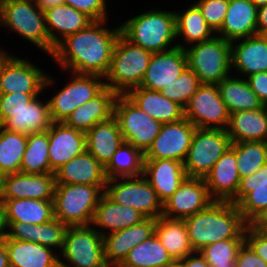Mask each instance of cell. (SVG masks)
I'll use <instances>...</instances> for the list:
<instances>
[{
	"label": "cell",
	"instance_id": "obj_1",
	"mask_svg": "<svg viewBox=\"0 0 267 267\" xmlns=\"http://www.w3.org/2000/svg\"><path fill=\"white\" fill-rule=\"evenodd\" d=\"M108 20L93 21L81 31L66 36L51 56L60 70L105 77L121 30L107 28Z\"/></svg>",
	"mask_w": 267,
	"mask_h": 267
},
{
	"label": "cell",
	"instance_id": "obj_2",
	"mask_svg": "<svg viewBox=\"0 0 267 267\" xmlns=\"http://www.w3.org/2000/svg\"><path fill=\"white\" fill-rule=\"evenodd\" d=\"M194 251L224 239L245 238L248 223L236 204L213 201L206 209L184 219Z\"/></svg>",
	"mask_w": 267,
	"mask_h": 267
},
{
	"label": "cell",
	"instance_id": "obj_3",
	"mask_svg": "<svg viewBox=\"0 0 267 267\" xmlns=\"http://www.w3.org/2000/svg\"><path fill=\"white\" fill-rule=\"evenodd\" d=\"M120 30L127 40L151 53L167 51L177 46L174 10L166 11L156 7L139 12L123 21Z\"/></svg>",
	"mask_w": 267,
	"mask_h": 267
},
{
	"label": "cell",
	"instance_id": "obj_4",
	"mask_svg": "<svg viewBox=\"0 0 267 267\" xmlns=\"http://www.w3.org/2000/svg\"><path fill=\"white\" fill-rule=\"evenodd\" d=\"M1 26L52 56L55 46L46 30L44 11L35 1L0 0Z\"/></svg>",
	"mask_w": 267,
	"mask_h": 267
},
{
	"label": "cell",
	"instance_id": "obj_5",
	"mask_svg": "<svg viewBox=\"0 0 267 267\" xmlns=\"http://www.w3.org/2000/svg\"><path fill=\"white\" fill-rule=\"evenodd\" d=\"M152 53L127 40L121 33L116 40L105 86L117 95L140 87Z\"/></svg>",
	"mask_w": 267,
	"mask_h": 267
},
{
	"label": "cell",
	"instance_id": "obj_6",
	"mask_svg": "<svg viewBox=\"0 0 267 267\" xmlns=\"http://www.w3.org/2000/svg\"><path fill=\"white\" fill-rule=\"evenodd\" d=\"M106 185L56 184L54 218L70 226L91 225Z\"/></svg>",
	"mask_w": 267,
	"mask_h": 267
},
{
	"label": "cell",
	"instance_id": "obj_7",
	"mask_svg": "<svg viewBox=\"0 0 267 267\" xmlns=\"http://www.w3.org/2000/svg\"><path fill=\"white\" fill-rule=\"evenodd\" d=\"M187 66L200 84H216L232 74L231 41L215 35L185 49Z\"/></svg>",
	"mask_w": 267,
	"mask_h": 267
},
{
	"label": "cell",
	"instance_id": "obj_8",
	"mask_svg": "<svg viewBox=\"0 0 267 267\" xmlns=\"http://www.w3.org/2000/svg\"><path fill=\"white\" fill-rule=\"evenodd\" d=\"M59 261L60 267H109L103 236L91 225L68 227Z\"/></svg>",
	"mask_w": 267,
	"mask_h": 267
},
{
	"label": "cell",
	"instance_id": "obj_9",
	"mask_svg": "<svg viewBox=\"0 0 267 267\" xmlns=\"http://www.w3.org/2000/svg\"><path fill=\"white\" fill-rule=\"evenodd\" d=\"M113 116L118 121L124 142L133 145L143 154L149 149L163 125L137 107L126 95L116 97Z\"/></svg>",
	"mask_w": 267,
	"mask_h": 267
},
{
	"label": "cell",
	"instance_id": "obj_10",
	"mask_svg": "<svg viewBox=\"0 0 267 267\" xmlns=\"http://www.w3.org/2000/svg\"><path fill=\"white\" fill-rule=\"evenodd\" d=\"M231 144L226 130L196 128L183 162L187 177L205 178Z\"/></svg>",
	"mask_w": 267,
	"mask_h": 267
},
{
	"label": "cell",
	"instance_id": "obj_11",
	"mask_svg": "<svg viewBox=\"0 0 267 267\" xmlns=\"http://www.w3.org/2000/svg\"><path fill=\"white\" fill-rule=\"evenodd\" d=\"M105 194L119 205L138 210L146 218L162 216L163 203L143 175L108 179Z\"/></svg>",
	"mask_w": 267,
	"mask_h": 267
},
{
	"label": "cell",
	"instance_id": "obj_12",
	"mask_svg": "<svg viewBox=\"0 0 267 267\" xmlns=\"http://www.w3.org/2000/svg\"><path fill=\"white\" fill-rule=\"evenodd\" d=\"M61 71L69 74L70 78L62 89H57L56 94L48 99L52 122H64L73 110L91 100L105 87L102 76Z\"/></svg>",
	"mask_w": 267,
	"mask_h": 267
},
{
	"label": "cell",
	"instance_id": "obj_13",
	"mask_svg": "<svg viewBox=\"0 0 267 267\" xmlns=\"http://www.w3.org/2000/svg\"><path fill=\"white\" fill-rule=\"evenodd\" d=\"M184 117L196 128L227 130L230 112L216 84H200L184 108Z\"/></svg>",
	"mask_w": 267,
	"mask_h": 267
},
{
	"label": "cell",
	"instance_id": "obj_14",
	"mask_svg": "<svg viewBox=\"0 0 267 267\" xmlns=\"http://www.w3.org/2000/svg\"><path fill=\"white\" fill-rule=\"evenodd\" d=\"M28 60L14 55L5 64L0 76V94L16 92L43 94L48 87L56 85L57 80L54 76L47 74L48 72Z\"/></svg>",
	"mask_w": 267,
	"mask_h": 267
},
{
	"label": "cell",
	"instance_id": "obj_15",
	"mask_svg": "<svg viewBox=\"0 0 267 267\" xmlns=\"http://www.w3.org/2000/svg\"><path fill=\"white\" fill-rule=\"evenodd\" d=\"M196 127L185 117L176 122L163 123L159 134L144 159H171L184 162Z\"/></svg>",
	"mask_w": 267,
	"mask_h": 267
},
{
	"label": "cell",
	"instance_id": "obj_16",
	"mask_svg": "<svg viewBox=\"0 0 267 267\" xmlns=\"http://www.w3.org/2000/svg\"><path fill=\"white\" fill-rule=\"evenodd\" d=\"M213 201L204 178L186 177L173 195L163 203L162 216L184 220L206 209Z\"/></svg>",
	"mask_w": 267,
	"mask_h": 267
},
{
	"label": "cell",
	"instance_id": "obj_17",
	"mask_svg": "<svg viewBox=\"0 0 267 267\" xmlns=\"http://www.w3.org/2000/svg\"><path fill=\"white\" fill-rule=\"evenodd\" d=\"M156 219L145 218L140 223L103 236L104 258L109 267L121 264L131 249L155 234Z\"/></svg>",
	"mask_w": 267,
	"mask_h": 267
},
{
	"label": "cell",
	"instance_id": "obj_18",
	"mask_svg": "<svg viewBox=\"0 0 267 267\" xmlns=\"http://www.w3.org/2000/svg\"><path fill=\"white\" fill-rule=\"evenodd\" d=\"M55 174H27L17 172L3 176L1 199L53 200L55 194Z\"/></svg>",
	"mask_w": 267,
	"mask_h": 267
},
{
	"label": "cell",
	"instance_id": "obj_19",
	"mask_svg": "<svg viewBox=\"0 0 267 267\" xmlns=\"http://www.w3.org/2000/svg\"><path fill=\"white\" fill-rule=\"evenodd\" d=\"M187 67L185 49L178 46L163 52L152 53L140 87L161 91L177 79Z\"/></svg>",
	"mask_w": 267,
	"mask_h": 267
},
{
	"label": "cell",
	"instance_id": "obj_20",
	"mask_svg": "<svg viewBox=\"0 0 267 267\" xmlns=\"http://www.w3.org/2000/svg\"><path fill=\"white\" fill-rule=\"evenodd\" d=\"M231 62L232 74L235 71L239 77L267 72V36L257 34L231 41Z\"/></svg>",
	"mask_w": 267,
	"mask_h": 267
},
{
	"label": "cell",
	"instance_id": "obj_21",
	"mask_svg": "<svg viewBox=\"0 0 267 267\" xmlns=\"http://www.w3.org/2000/svg\"><path fill=\"white\" fill-rule=\"evenodd\" d=\"M50 173L86 150V133L53 122L48 129Z\"/></svg>",
	"mask_w": 267,
	"mask_h": 267
},
{
	"label": "cell",
	"instance_id": "obj_22",
	"mask_svg": "<svg viewBox=\"0 0 267 267\" xmlns=\"http://www.w3.org/2000/svg\"><path fill=\"white\" fill-rule=\"evenodd\" d=\"M214 201H232L239 189L240 175L236 163V143L218 159L204 178Z\"/></svg>",
	"mask_w": 267,
	"mask_h": 267
},
{
	"label": "cell",
	"instance_id": "obj_23",
	"mask_svg": "<svg viewBox=\"0 0 267 267\" xmlns=\"http://www.w3.org/2000/svg\"><path fill=\"white\" fill-rule=\"evenodd\" d=\"M231 202L237 205L248 224L267 208V163L254 174L240 179L237 195Z\"/></svg>",
	"mask_w": 267,
	"mask_h": 267
},
{
	"label": "cell",
	"instance_id": "obj_24",
	"mask_svg": "<svg viewBox=\"0 0 267 267\" xmlns=\"http://www.w3.org/2000/svg\"><path fill=\"white\" fill-rule=\"evenodd\" d=\"M143 176L164 203L187 177L184 164L171 159H144Z\"/></svg>",
	"mask_w": 267,
	"mask_h": 267
},
{
	"label": "cell",
	"instance_id": "obj_25",
	"mask_svg": "<svg viewBox=\"0 0 267 267\" xmlns=\"http://www.w3.org/2000/svg\"><path fill=\"white\" fill-rule=\"evenodd\" d=\"M5 224V239L39 243L54 249L58 253L63 248L65 234L68 229L66 224L56 218L45 224H24L23 222H5Z\"/></svg>",
	"mask_w": 267,
	"mask_h": 267
},
{
	"label": "cell",
	"instance_id": "obj_26",
	"mask_svg": "<svg viewBox=\"0 0 267 267\" xmlns=\"http://www.w3.org/2000/svg\"><path fill=\"white\" fill-rule=\"evenodd\" d=\"M117 96L105 86L91 100L73 110L63 123L70 128L87 133L95 124L109 120L114 115Z\"/></svg>",
	"mask_w": 267,
	"mask_h": 267
},
{
	"label": "cell",
	"instance_id": "obj_27",
	"mask_svg": "<svg viewBox=\"0 0 267 267\" xmlns=\"http://www.w3.org/2000/svg\"><path fill=\"white\" fill-rule=\"evenodd\" d=\"M145 218L138 210L119 205L104 193L95 209L91 226L105 236L111 232L134 226Z\"/></svg>",
	"mask_w": 267,
	"mask_h": 267
},
{
	"label": "cell",
	"instance_id": "obj_28",
	"mask_svg": "<svg viewBox=\"0 0 267 267\" xmlns=\"http://www.w3.org/2000/svg\"><path fill=\"white\" fill-rule=\"evenodd\" d=\"M56 184L106 185L105 167L87 150L54 172Z\"/></svg>",
	"mask_w": 267,
	"mask_h": 267
},
{
	"label": "cell",
	"instance_id": "obj_29",
	"mask_svg": "<svg viewBox=\"0 0 267 267\" xmlns=\"http://www.w3.org/2000/svg\"><path fill=\"white\" fill-rule=\"evenodd\" d=\"M257 11L250 0H229V7L216 35L233 41L257 35Z\"/></svg>",
	"mask_w": 267,
	"mask_h": 267
},
{
	"label": "cell",
	"instance_id": "obj_30",
	"mask_svg": "<svg viewBox=\"0 0 267 267\" xmlns=\"http://www.w3.org/2000/svg\"><path fill=\"white\" fill-rule=\"evenodd\" d=\"M5 247L9 267H60L59 253L39 243L5 239Z\"/></svg>",
	"mask_w": 267,
	"mask_h": 267
},
{
	"label": "cell",
	"instance_id": "obj_31",
	"mask_svg": "<svg viewBox=\"0 0 267 267\" xmlns=\"http://www.w3.org/2000/svg\"><path fill=\"white\" fill-rule=\"evenodd\" d=\"M43 11L46 30L54 46L66 36L81 31L93 22L89 16L65 3Z\"/></svg>",
	"mask_w": 267,
	"mask_h": 267
},
{
	"label": "cell",
	"instance_id": "obj_32",
	"mask_svg": "<svg viewBox=\"0 0 267 267\" xmlns=\"http://www.w3.org/2000/svg\"><path fill=\"white\" fill-rule=\"evenodd\" d=\"M40 97L41 95L33 98L22 110L14 113V116L5 119L1 128L26 135L47 131L53 122L48 98L43 101Z\"/></svg>",
	"mask_w": 267,
	"mask_h": 267
},
{
	"label": "cell",
	"instance_id": "obj_33",
	"mask_svg": "<svg viewBox=\"0 0 267 267\" xmlns=\"http://www.w3.org/2000/svg\"><path fill=\"white\" fill-rule=\"evenodd\" d=\"M123 142L118 121L114 116L95 124L86 133V150L104 167Z\"/></svg>",
	"mask_w": 267,
	"mask_h": 267
},
{
	"label": "cell",
	"instance_id": "obj_34",
	"mask_svg": "<svg viewBox=\"0 0 267 267\" xmlns=\"http://www.w3.org/2000/svg\"><path fill=\"white\" fill-rule=\"evenodd\" d=\"M126 96L154 120L170 123L184 118V108L163 96L160 91L137 87L130 90Z\"/></svg>",
	"mask_w": 267,
	"mask_h": 267
},
{
	"label": "cell",
	"instance_id": "obj_35",
	"mask_svg": "<svg viewBox=\"0 0 267 267\" xmlns=\"http://www.w3.org/2000/svg\"><path fill=\"white\" fill-rule=\"evenodd\" d=\"M226 131L232 143L266 141L267 105L231 113Z\"/></svg>",
	"mask_w": 267,
	"mask_h": 267
},
{
	"label": "cell",
	"instance_id": "obj_36",
	"mask_svg": "<svg viewBox=\"0 0 267 267\" xmlns=\"http://www.w3.org/2000/svg\"><path fill=\"white\" fill-rule=\"evenodd\" d=\"M176 15V37L179 41L177 46L183 49L191 45L204 42L216 35L204 19L202 12L193 2L182 11H175ZM187 44V45H186Z\"/></svg>",
	"mask_w": 267,
	"mask_h": 267
},
{
	"label": "cell",
	"instance_id": "obj_37",
	"mask_svg": "<svg viewBox=\"0 0 267 267\" xmlns=\"http://www.w3.org/2000/svg\"><path fill=\"white\" fill-rule=\"evenodd\" d=\"M5 222L45 224L54 219L53 200L1 199Z\"/></svg>",
	"mask_w": 267,
	"mask_h": 267
},
{
	"label": "cell",
	"instance_id": "obj_38",
	"mask_svg": "<svg viewBox=\"0 0 267 267\" xmlns=\"http://www.w3.org/2000/svg\"><path fill=\"white\" fill-rule=\"evenodd\" d=\"M155 234L172 259L181 260L195 252L190 243L184 220L156 218Z\"/></svg>",
	"mask_w": 267,
	"mask_h": 267
},
{
	"label": "cell",
	"instance_id": "obj_39",
	"mask_svg": "<svg viewBox=\"0 0 267 267\" xmlns=\"http://www.w3.org/2000/svg\"><path fill=\"white\" fill-rule=\"evenodd\" d=\"M218 87L230 114L261 109L265 106L243 77L231 74L222 80Z\"/></svg>",
	"mask_w": 267,
	"mask_h": 267
},
{
	"label": "cell",
	"instance_id": "obj_40",
	"mask_svg": "<svg viewBox=\"0 0 267 267\" xmlns=\"http://www.w3.org/2000/svg\"><path fill=\"white\" fill-rule=\"evenodd\" d=\"M144 154L133 145L123 142L105 166L107 179L143 175Z\"/></svg>",
	"mask_w": 267,
	"mask_h": 267
},
{
	"label": "cell",
	"instance_id": "obj_41",
	"mask_svg": "<svg viewBox=\"0 0 267 267\" xmlns=\"http://www.w3.org/2000/svg\"><path fill=\"white\" fill-rule=\"evenodd\" d=\"M48 130L27 135V146L22 157L20 172L27 174L50 173Z\"/></svg>",
	"mask_w": 267,
	"mask_h": 267
},
{
	"label": "cell",
	"instance_id": "obj_42",
	"mask_svg": "<svg viewBox=\"0 0 267 267\" xmlns=\"http://www.w3.org/2000/svg\"><path fill=\"white\" fill-rule=\"evenodd\" d=\"M172 260L166 248L154 234L131 249L122 264L129 267H164Z\"/></svg>",
	"mask_w": 267,
	"mask_h": 267
},
{
	"label": "cell",
	"instance_id": "obj_43",
	"mask_svg": "<svg viewBox=\"0 0 267 267\" xmlns=\"http://www.w3.org/2000/svg\"><path fill=\"white\" fill-rule=\"evenodd\" d=\"M26 146V134L4 130L0 127V173L3 176L20 172Z\"/></svg>",
	"mask_w": 267,
	"mask_h": 267
},
{
	"label": "cell",
	"instance_id": "obj_44",
	"mask_svg": "<svg viewBox=\"0 0 267 267\" xmlns=\"http://www.w3.org/2000/svg\"><path fill=\"white\" fill-rule=\"evenodd\" d=\"M236 163L240 179L254 174L267 163L266 141L236 143Z\"/></svg>",
	"mask_w": 267,
	"mask_h": 267
},
{
	"label": "cell",
	"instance_id": "obj_45",
	"mask_svg": "<svg viewBox=\"0 0 267 267\" xmlns=\"http://www.w3.org/2000/svg\"><path fill=\"white\" fill-rule=\"evenodd\" d=\"M245 238L217 241L203 247L199 252L210 267H236V258Z\"/></svg>",
	"mask_w": 267,
	"mask_h": 267
},
{
	"label": "cell",
	"instance_id": "obj_46",
	"mask_svg": "<svg viewBox=\"0 0 267 267\" xmlns=\"http://www.w3.org/2000/svg\"><path fill=\"white\" fill-rule=\"evenodd\" d=\"M199 85L197 75L187 66L181 75L161 89L160 93L185 108Z\"/></svg>",
	"mask_w": 267,
	"mask_h": 267
},
{
	"label": "cell",
	"instance_id": "obj_47",
	"mask_svg": "<svg viewBox=\"0 0 267 267\" xmlns=\"http://www.w3.org/2000/svg\"><path fill=\"white\" fill-rule=\"evenodd\" d=\"M202 15L212 30L217 33L226 16L229 7V0H196Z\"/></svg>",
	"mask_w": 267,
	"mask_h": 267
},
{
	"label": "cell",
	"instance_id": "obj_48",
	"mask_svg": "<svg viewBox=\"0 0 267 267\" xmlns=\"http://www.w3.org/2000/svg\"><path fill=\"white\" fill-rule=\"evenodd\" d=\"M41 94H28L23 92L0 94V124L14 113L22 110L33 98Z\"/></svg>",
	"mask_w": 267,
	"mask_h": 267
},
{
	"label": "cell",
	"instance_id": "obj_49",
	"mask_svg": "<svg viewBox=\"0 0 267 267\" xmlns=\"http://www.w3.org/2000/svg\"><path fill=\"white\" fill-rule=\"evenodd\" d=\"M107 2L109 3L107 0H64L65 4L83 12L93 21L109 19Z\"/></svg>",
	"mask_w": 267,
	"mask_h": 267
},
{
	"label": "cell",
	"instance_id": "obj_50",
	"mask_svg": "<svg viewBox=\"0 0 267 267\" xmlns=\"http://www.w3.org/2000/svg\"><path fill=\"white\" fill-rule=\"evenodd\" d=\"M245 242L267 263V232L257 230L248 224L245 228Z\"/></svg>",
	"mask_w": 267,
	"mask_h": 267
},
{
	"label": "cell",
	"instance_id": "obj_51",
	"mask_svg": "<svg viewBox=\"0 0 267 267\" xmlns=\"http://www.w3.org/2000/svg\"><path fill=\"white\" fill-rule=\"evenodd\" d=\"M236 267H267V263L244 242L237 254Z\"/></svg>",
	"mask_w": 267,
	"mask_h": 267
},
{
	"label": "cell",
	"instance_id": "obj_52",
	"mask_svg": "<svg viewBox=\"0 0 267 267\" xmlns=\"http://www.w3.org/2000/svg\"><path fill=\"white\" fill-rule=\"evenodd\" d=\"M245 79L263 104L267 105V72L255 73Z\"/></svg>",
	"mask_w": 267,
	"mask_h": 267
},
{
	"label": "cell",
	"instance_id": "obj_53",
	"mask_svg": "<svg viewBox=\"0 0 267 267\" xmlns=\"http://www.w3.org/2000/svg\"><path fill=\"white\" fill-rule=\"evenodd\" d=\"M181 260L184 267H210L199 251H195Z\"/></svg>",
	"mask_w": 267,
	"mask_h": 267
},
{
	"label": "cell",
	"instance_id": "obj_54",
	"mask_svg": "<svg viewBox=\"0 0 267 267\" xmlns=\"http://www.w3.org/2000/svg\"><path fill=\"white\" fill-rule=\"evenodd\" d=\"M257 34H267V5L258 7L257 11Z\"/></svg>",
	"mask_w": 267,
	"mask_h": 267
},
{
	"label": "cell",
	"instance_id": "obj_55",
	"mask_svg": "<svg viewBox=\"0 0 267 267\" xmlns=\"http://www.w3.org/2000/svg\"><path fill=\"white\" fill-rule=\"evenodd\" d=\"M250 225L257 230L267 232V208L261 211V213L250 223Z\"/></svg>",
	"mask_w": 267,
	"mask_h": 267
},
{
	"label": "cell",
	"instance_id": "obj_56",
	"mask_svg": "<svg viewBox=\"0 0 267 267\" xmlns=\"http://www.w3.org/2000/svg\"><path fill=\"white\" fill-rule=\"evenodd\" d=\"M15 54H13V52H9L7 50H5L4 48H2V46L0 45V76L2 74V71L5 67V64L14 56Z\"/></svg>",
	"mask_w": 267,
	"mask_h": 267
},
{
	"label": "cell",
	"instance_id": "obj_57",
	"mask_svg": "<svg viewBox=\"0 0 267 267\" xmlns=\"http://www.w3.org/2000/svg\"><path fill=\"white\" fill-rule=\"evenodd\" d=\"M0 267H9L5 238L0 239Z\"/></svg>",
	"mask_w": 267,
	"mask_h": 267
},
{
	"label": "cell",
	"instance_id": "obj_58",
	"mask_svg": "<svg viewBox=\"0 0 267 267\" xmlns=\"http://www.w3.org/2000/svg\"><path fill=\"white\" fill-rule=\"evenodd\" d=\"M6 236V224H5V214H4V204L0 198V239Z\"/></svg>",
	"mask_w": 267,
	"mask_h": 267
},
{
	"label": "cell",
	"instance_id": "obj_59",
	"mask_svg": "<svg viewBox=\"0 0 267 267\" xmlns=\"http://www.w3.org/2000/svg\"><path fill=\"white\" fill-rule=\"evenodd\" d=\"M43 10L50 7L64 4V0H36L35 1Z\"/></svg>",
	"mask_w": 267,
	"mask_h": 267
},
{
	"label": "cell",
	"instance_id": "obj_60",
	"mask_svg": "<svg viewBox=\"0 0 267 267\" xmlns=\"http://www.w3.org/2000/svg\"><path fill=\"white\" fill-rule=\"evenodd\" d=\"M164 267H184V264L182 260L173 259L170 263H168Z\"/></svg>",
	"mask_w": 267,
	"mask_h": 267
},
{
	"label": "cell",
	"instance_id": "obj_61",
	"mask_svg": "<svg viewBox=\"0 0 267 267\" xmlns=\"http://www.w3.org/2000/svg\"><path fill=\"white\" fill-rule=\"evenodd\" d=\"M256 7L267 5V0H250Z\"/></svg>",
	"mask_w": 267,
	"mask_h": 267
},
{
	"label": "cell",
	"instance_id": "obj_62",
	"mask_svg": "<svg viewBox=\"0 0 267 267\" xmlns=\"http://www.w3.org/2000/svg\"><path fill=\"white\" fill-rule=\"evenodd\" d=\"M3 175L0 173V198L2 196Z\"/></svg>",
	"mask_w": 267,
	"mask_h": 267
},
{
	"label": "cell",
	"instance_id": "obj_63",
	"mask_svg": "<svg viewBox=\"0 0 267 267\" xmlns=\"http://www.w3.org/2000/svg\"><path fill=\"white\" fill-rule=\"evenodd\" d=\"M112 267H129V266H124V265L121 263V264H118V265H115V266H112Z\"/></svg>",
	"mask_w": 267,
	"mask_h": 267
}]
</instances>
